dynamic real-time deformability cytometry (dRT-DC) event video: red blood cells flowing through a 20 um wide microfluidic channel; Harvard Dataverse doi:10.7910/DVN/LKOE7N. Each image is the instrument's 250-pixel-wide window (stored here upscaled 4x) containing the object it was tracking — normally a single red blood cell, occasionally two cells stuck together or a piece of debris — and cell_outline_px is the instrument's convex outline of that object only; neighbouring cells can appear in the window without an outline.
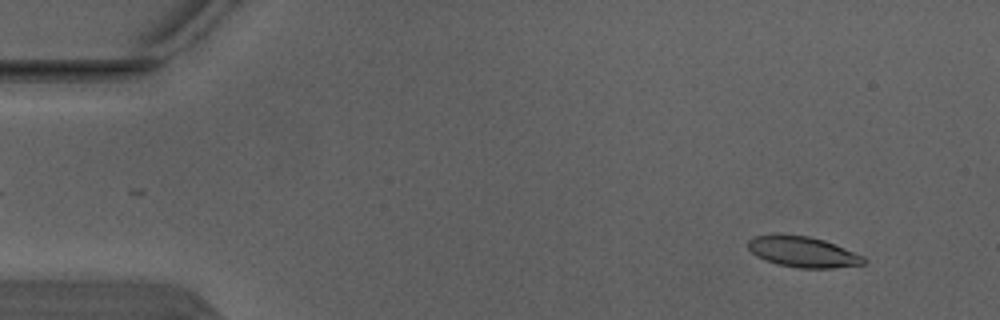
{"species": "Egyptian fruit bat (a non-hibernating species)", "species_latin": "Rousettus aegyptiacus", "temperature_condition": "warm", "stored_images_in_passage": 4, "camera_frame_rate_fps": 3000, "um_per_image_px": 0.085, "animal": {"sex": "male"}, "frame": {"image": 1, "passage_image": 1, "time_ms": 0.0, "image_size_px": [1000, 320], "cell_outline_px": [[868, 260], [864, 264], [832, 268], [796, 268], [776, 264], [764, 260], [756, 256], [748, 248], [748, 240], [752, 236], [780, 232], [808, 236], [824, 240], [836, 244], [864, 256]], "centroid_in_image_um": [68.21, 21.38], "position_along_channel_um": 16.8, "area_um2": 21.33}}
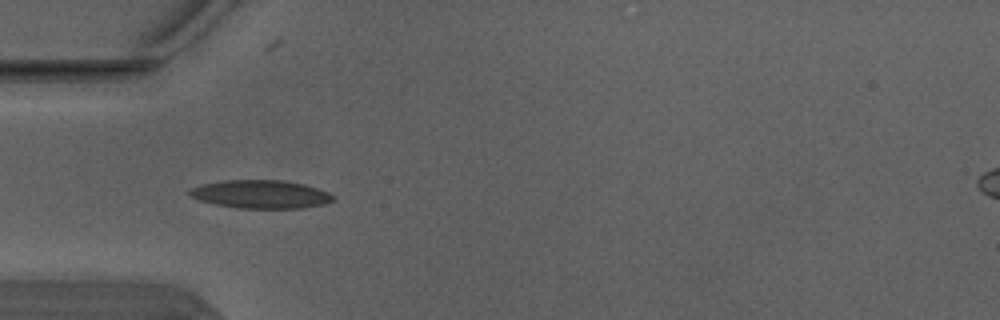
{"frame": {"image": 2, "passage_image": 4, "time_ms": 1.0, "image_size_px": [1000, 320], "cell_outline_px": [[336, 200], [324, 204], [304, 208], [240, 208], [216, 204], [200, 200], [192, 196], [188, 192], [192, 188], [204, 184], [224, 180], [284, 180], [304, 184], [328, 192], [336, 196]], "centroid_in_image_um": [22.24, 16.51], "position_along_channel_um": 62.8, "area_um2": 23.52}}